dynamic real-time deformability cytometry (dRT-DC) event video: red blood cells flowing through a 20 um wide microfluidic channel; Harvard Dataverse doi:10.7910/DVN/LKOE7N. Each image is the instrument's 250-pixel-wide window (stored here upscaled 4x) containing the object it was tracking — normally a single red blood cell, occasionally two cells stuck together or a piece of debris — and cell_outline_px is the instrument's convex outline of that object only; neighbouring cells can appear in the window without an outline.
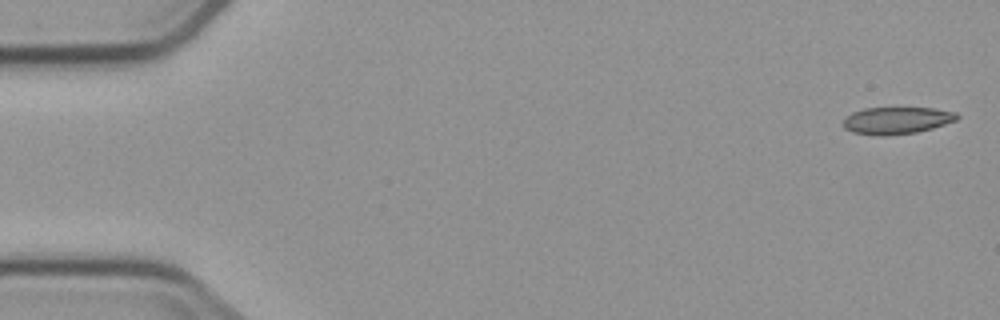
{"species": "common noctule bat (a hibernating species)", "species_latin": "Nyctalus noctula", "temperature_condition": "cold", "stored_images_in_passage": 5, "camera_frame_rate_fps": 3000, "um_per_image_px": 0.085, "animal": {"sex": "male", "body_mass_g": 23.1, "forearm_length_mm": 52.7}, "frame": {"image": 1, "passage_image": 1, "time_ms": 0.0, "image_size_px": [1000, 320], "cell_outline_px": [[960, 116], [956, 120], [932, 128], [916, 132], [884, 136], [852, 132], [844, 128], [844, 120], [852, 112], [864, 108], [932, 108], [956, 112]], "centroid_in_image_um": [76.23, 10.23], "position_along_channel_um": 8.8, "area_um2": 17.74}}
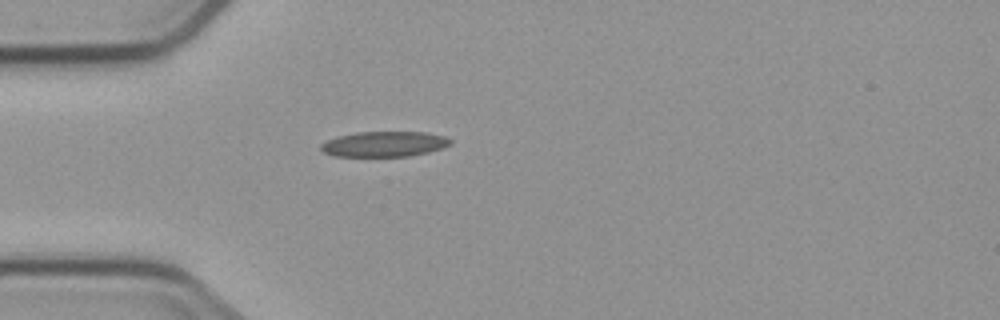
{"frame": {"image": 2, "passage_image": 5, "time_ms": 4.667, "image_size_px": [1000, 320], "cell_outline_px": [[452, 144], [428, 152], [408, 156], [336, 156], [324, 152], [320, 148], [320, 144], [336, 136], [356, 132], [424, 132], [444, 136], [452, 140]], "centroid_in_image_um": [32.65, 12.24], "position_along_channel_um": 52.4, "area_um2": 19.02}}